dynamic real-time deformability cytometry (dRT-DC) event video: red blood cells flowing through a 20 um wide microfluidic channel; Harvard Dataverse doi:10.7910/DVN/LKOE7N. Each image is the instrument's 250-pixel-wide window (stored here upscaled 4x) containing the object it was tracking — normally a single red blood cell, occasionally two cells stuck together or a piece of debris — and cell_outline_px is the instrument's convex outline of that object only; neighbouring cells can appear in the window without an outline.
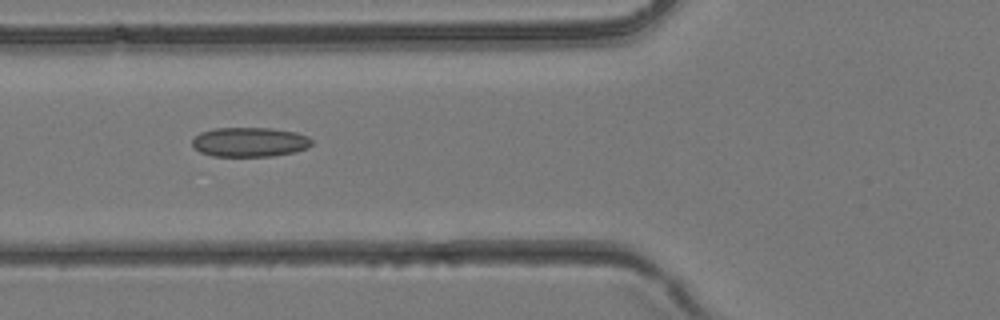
{"species": "common noctule bat (a hibernating species)", "species_latin": "Nyctalus noctula", "temperature_condition": "room temperature", "stored_images_in_passage": 27, "camera_frame_rate_fps": 3000, "um_per_image_px": 0.085, "animal": {"sex": "female", "body_mass_g": 24.6, "forearm_length_mm": 56.2}, "frame": {"image": 1, "passage_image": 3, "time_ms": 0.667, "image_size_px": [1000, 320], "cell_outline_px": [[312, 144], [308, 148], [296, 152], [272, 156], [212, 156], [200, 152], [192, 148], [192, 140], [200, 132], [212, 128], [272, 128], [296, 132], [308, 136], [312, 140]], "centroid_in_image_um": [21.22, 12.07], "position_along_channel_um": 104.6, "area_um2": 20.81}}
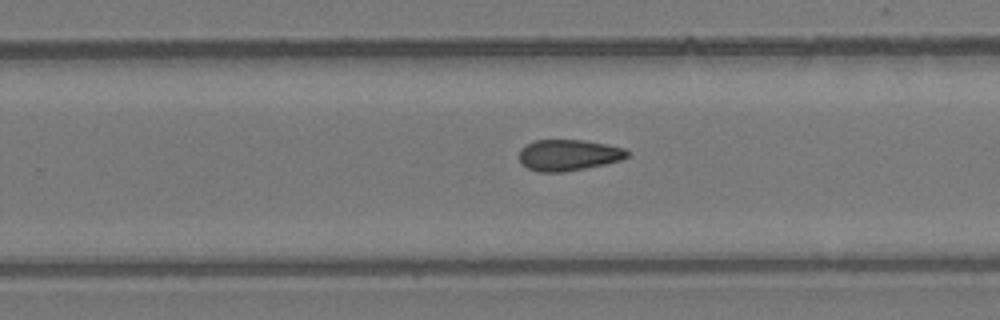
{"frame": {"image": 2, "passage_image": 13, "time_ms": 4.0, "image_size_px": [1000, 320], "cell_outline_px": [[628, 156], [620, 160], [604, 164], [564, 172], [536, 172], [520, 164], [520, 148], [536, 140], [584, 140], [624, 148], [628, 152]], "centroid_in_image_um": [48.28, 13.19], "position_along_channel_um": 281.5, "area_um2": 19.48}}
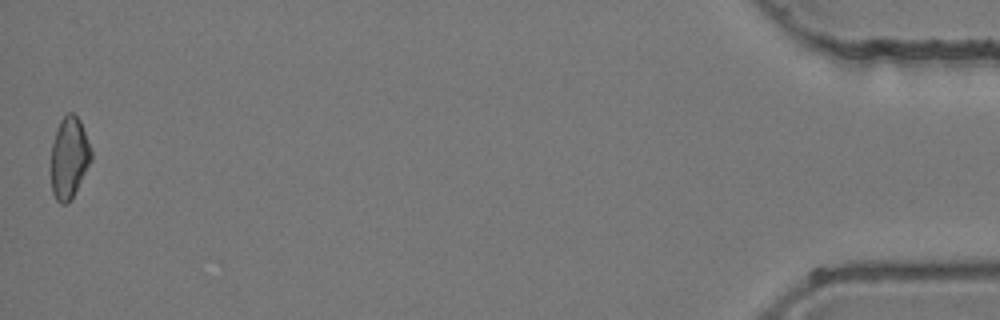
{"frame": {"image": 3, "passage_image": 27, "time_ms": 8.667, "image_size_px": [1000, 320], "cell_outline_px": [[92, 160], [68, 204], [60, 204], [56, 200], [52, 192], [52, 144], [56, 128], [60, 120], [68, 112], [72, 112], [80, 120], [92, 152]], "centroid_in_image_um": [5.88, 13.4], "position_along_channel_um": 429.3, "area_um2": 18.9}}